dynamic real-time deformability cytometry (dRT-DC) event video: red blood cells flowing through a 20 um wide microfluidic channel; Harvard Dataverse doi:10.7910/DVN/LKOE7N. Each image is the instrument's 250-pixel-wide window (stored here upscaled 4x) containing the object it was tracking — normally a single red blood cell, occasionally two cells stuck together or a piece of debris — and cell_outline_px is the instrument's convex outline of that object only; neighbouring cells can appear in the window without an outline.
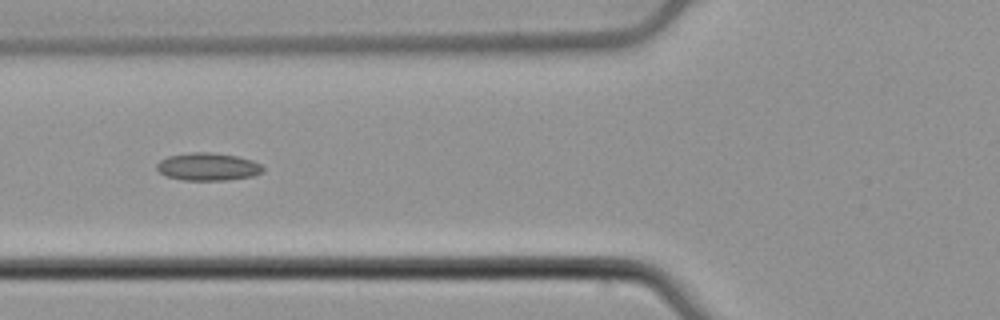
{"species": "common noctule bat (a hibernating species)", "species_latin": "Nyctalus noctula", "temperature_condition": "cold", "stored_images_in_passage": 39, "camera_frame_rate_fps": 3000, "um_per_image_px": 0.085, "animal": {"sex": "male", "body_mass_g": 21.5, "forearm_length_mm": 52.0}, "frame": {"image": 1, "passage_image": 6, "time_ms": 1.667, "image_size_px": [1000, 320], "cell_outline_px": [[264, 172], [252, 176], [228, 180], [184, 180], [168, 176], [160, 172], [156, 168], [156, 164], [160, 160], [168, 156], [192, 152], [212, 152], [236, 156], [252, 160], [260, 164], [264, 168]], "centroid_in_image_um": [17.69, 14.17], "position_along_channel_um": 108.1, "area_um2": 17.11}}
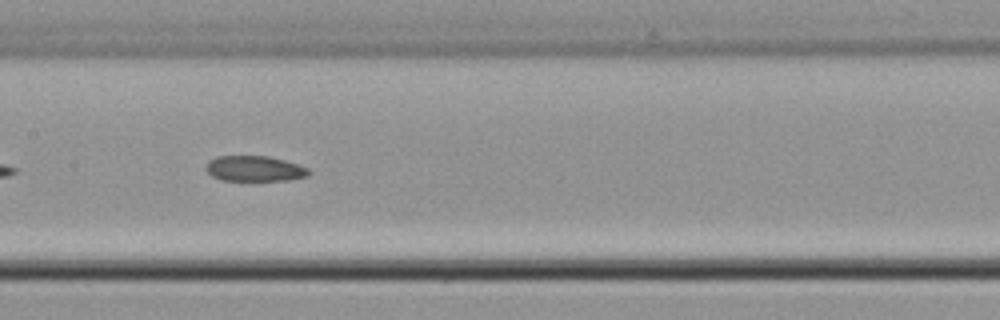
{"frame": {"image": 2, "passage_image": 12, "time_ms": 3.667, "image_size_px": [1000, 320], "cell_outline_px": [[312, 172], [308, 176], [288, 180], [220, 180], [212, 176], [204, 168], [208, 160], [216, 156], [268, 156], [284, 160], [308, 168]], "centroid_in_image_um": [21.61, 14.33], "position_along_channel_um": 185.8, "area_um2": 15.32}}